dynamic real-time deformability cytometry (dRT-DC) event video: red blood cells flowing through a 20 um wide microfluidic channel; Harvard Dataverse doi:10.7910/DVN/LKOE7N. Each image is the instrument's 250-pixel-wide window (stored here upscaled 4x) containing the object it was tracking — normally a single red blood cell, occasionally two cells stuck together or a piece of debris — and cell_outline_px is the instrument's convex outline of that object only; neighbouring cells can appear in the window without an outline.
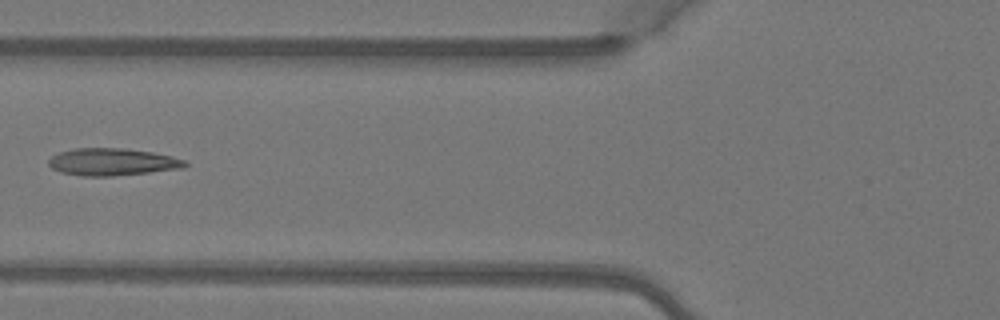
{"species": "Egyptian fruit bat (a non-hibernating species)", "species_latin": "Rousettus aegyptiacus", "temperature_condition": "warm", "stored_images_in_passage": 6, "camera_frame_rate_fps": 3000, "um_per_image_px": 0.085, "animal": {"sex": "female"}, "frame": {"image": 1, "passage_image": 5, "time_ms": 1.333, "image_size_px": [1000, 320], "cell_outline_px": [[188, 164], [184, 168], [112, 176], [80, 176], [60, 172], [52, 168], [48, 164], [48, 160], [52, 156], [60, 152], [72, 148], [124, 148], [152, 152], [172, 156], [184, 160]], "centroid_in_image_um": [9.52, 13.76], "position_along_channel_um": 116.3, "area_um2": 21.68}}
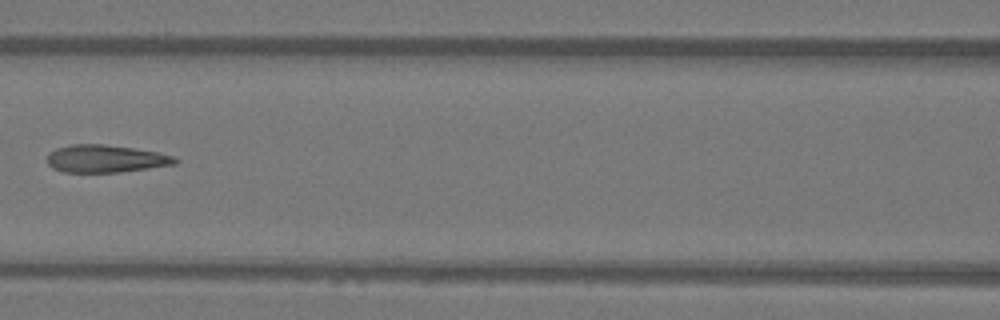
{"frame": {"image": 2, "passage_image": 6, "time_ms": 1.667, "image_size_px": [1000, 320], "cell_outline_px": [[180, 160], [176, 164], [120, 172], [64, 172], [52, 168], [48, 164], [48, 152], [56, 148], [72, 144], [104, 144], [132, 148], [156, 152], [172, 156]], "centroid_in_image_um": [8.95, 13.49], "position_along_channel_um": 157.7, "area_um2": 20.46}}